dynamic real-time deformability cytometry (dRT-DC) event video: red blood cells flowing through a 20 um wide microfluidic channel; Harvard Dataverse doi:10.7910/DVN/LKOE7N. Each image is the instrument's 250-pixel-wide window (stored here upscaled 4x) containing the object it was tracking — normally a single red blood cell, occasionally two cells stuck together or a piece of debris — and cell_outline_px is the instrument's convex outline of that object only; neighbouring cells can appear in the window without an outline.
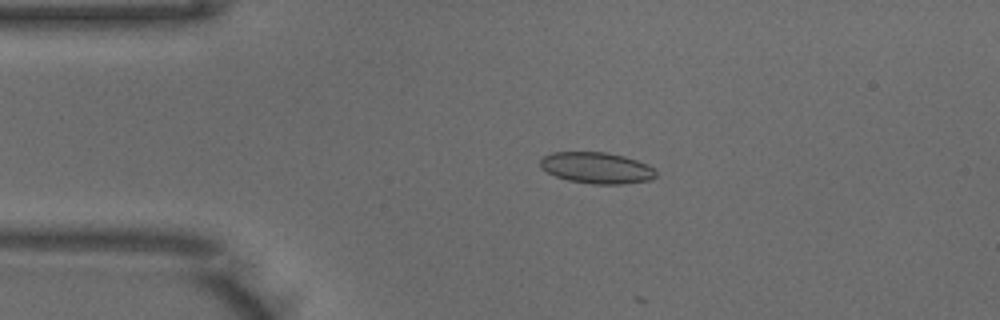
{"species": "common noctule bat (a hibernating species)", "species_latin": "Nyctalus noctula", "temperature_condition": "warm", "stored_images_in_passage": 11, "camera_frame_rate_fps": 3000, "um_per_image_px": 0.085, "animal": {"sex": "male", "body_mass_g": 18.8}, "frame": {"image": 1, "passage_image": 10, "time_ms": 3.0, "image_size_px": [1000, 320], "cell_outline_px": [[656, 176], [652, 180], [624, 184], [592, 184], [568, 180], [556, 176], [540, 168], [540, 160], [544, 156], [552, 152], [608, 152], [624, 156], [648, 164], [656, 172]], "centroid_in_image_um": [50.73, 14.27], "position_along_channel_um": 34.3, "area_um2": 21.15}}